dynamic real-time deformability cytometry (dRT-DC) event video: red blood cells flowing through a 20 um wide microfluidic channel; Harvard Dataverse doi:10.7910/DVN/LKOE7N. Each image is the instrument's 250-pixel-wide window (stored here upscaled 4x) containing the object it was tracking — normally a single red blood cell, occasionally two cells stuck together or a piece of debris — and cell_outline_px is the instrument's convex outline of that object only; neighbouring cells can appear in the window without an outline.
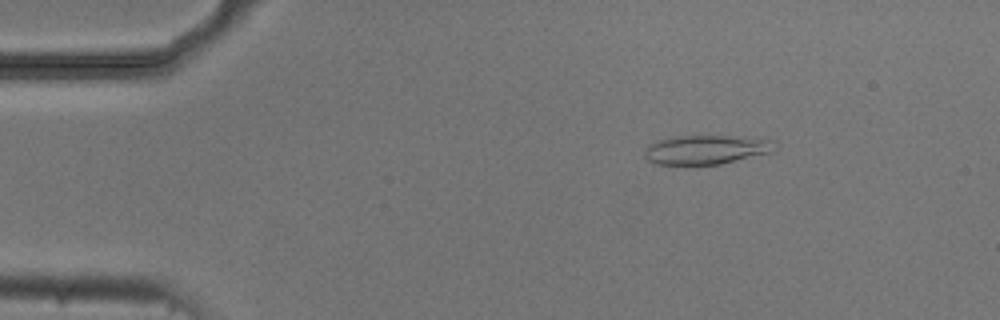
{"species": "common noctule bat (a hibernating species)", "species_latin": "Nyctalus noctula", "temperature_condition": "cold", "stored_images_in_passage": 5, "camera_frame_rate_fps": 3000, "um_per_image_px": 0.085, "animal": {"sex": "male", "body_mass_g": 20.5, "forearm_length_mm": 52.5}, "frame": {"image": 1, "passage_image": 3, "time_ms": 0.667, "image_size_px": [1000, 320], "cell_outline_px": [[776, 152], [720, 164], [692, 168], [684, 168], [656, 164], [648, 160], [644, 156], [644, 148], [660, 140], [672, 136], [728, 136], [776, 140]], "centroid_in_image_um": [60.01, 12.78], "position_along_channel_um": 25.0, "area_um2": 23.24}}